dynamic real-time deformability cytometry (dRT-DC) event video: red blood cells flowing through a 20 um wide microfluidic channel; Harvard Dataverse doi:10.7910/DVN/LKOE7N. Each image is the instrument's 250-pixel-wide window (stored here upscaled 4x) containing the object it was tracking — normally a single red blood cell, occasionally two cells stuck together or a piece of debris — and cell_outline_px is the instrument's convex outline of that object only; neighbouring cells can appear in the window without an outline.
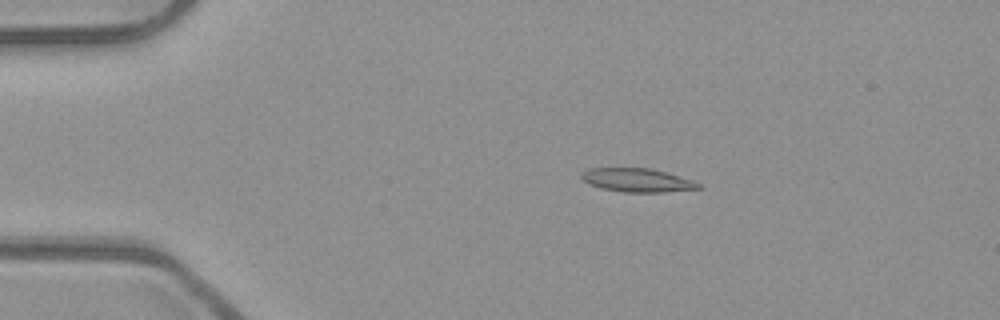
{"species": "common noctule bat (a hibernating species)", "species_latin": "Nyctalus noctula", "temperature_condition": "room temperature", "stored_images_in_passage": 6, "camera_frame_rate_fps": 3000, "um_per_image_px": 0.085, "animal": {"sex": "male", "body_mass_g": 23.1, "forearm_length_mm": 52.7}, "frame": {"image": 1, "passage_image": 4, "time_ms": 1.0, "image_size_px": [1000, 320], "cell_outline_px": [[704, 188], [664, 192], [624, 192], [600, 188], [588, 184], [580, 176], [588, 168], [648, 168], [664, 172], [692, 180], [700, 184]], "centroid_in_image_um": [54.16, 15.32], "position_along_channel_um": 30.8, "area_um2": 15.95}}
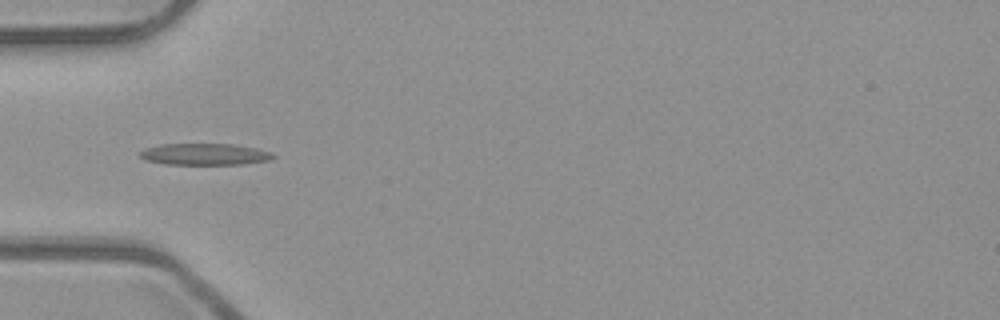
{"frame": {"image": 2, "passage_image": 6, "time_ms": 1.667, "image_size_px": [1000, 320], "cell_outline_px": [[276, 156], [272, 160], [244, 164], [164, 164], [144, 160], [136, 152], [144, 148], [160, 144], [232, 144], [256, 148], [272, 152]], "centroid_in_image_um": [17.38, 13.11], "position_along_channel_um": 67.6, "area_um2": 16.99}}